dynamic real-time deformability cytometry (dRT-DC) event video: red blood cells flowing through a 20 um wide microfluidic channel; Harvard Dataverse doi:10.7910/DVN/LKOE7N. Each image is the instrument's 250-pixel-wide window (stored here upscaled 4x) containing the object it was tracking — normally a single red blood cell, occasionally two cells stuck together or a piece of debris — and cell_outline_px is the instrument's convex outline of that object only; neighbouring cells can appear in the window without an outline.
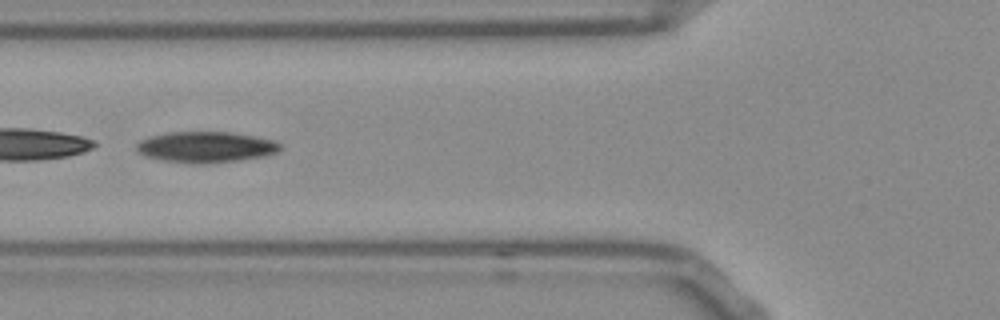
{"species": "Egyptian fruit bat (a non-hibernating species)", "species_latin": "Rousettus aegyptiacus", "temperature_condition": "room temperature", "stored_images_in_passage": 52, "camera_frame_rate_fps": 3000, "um_per_image_px": 0.085, "frame": {"image": 1, "passage_image": 18, "time_ms": 5.667, "image_size_px": [1000, 320], "cell_outline_px": [[284, 148], [276, 152], [264, 156], [240, 160], [204, 164], [192, 164], [164, 160], [144, 156], [136, 148], [136, 144], [140, 140], [148, 136], [168, 132], [232, 132], [256, 136], [276, 140]], "centroid_in_image_um": [17.52, 12.49], "position_along_channel_um": 108.3, "area_um2": 26.18}}
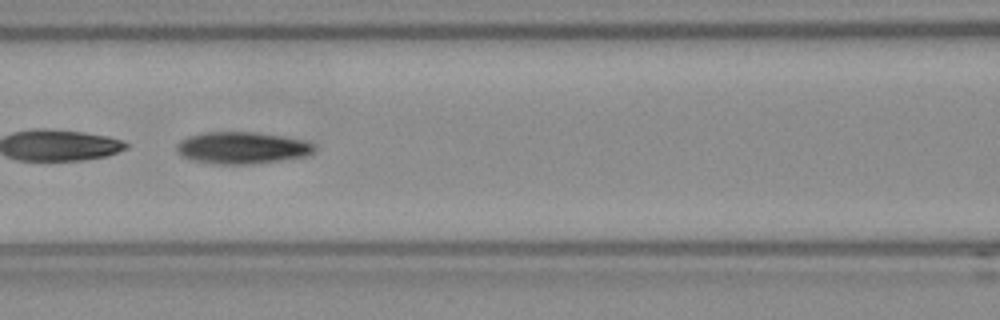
{"frame": {"image": 2, "passage_image": 21, "time_ms": 6.667, "image_size_px": [1000, 320], "cell_outline_px": [[316, 148], [308, 156], [256, 164], [212, 164], [192, 160], [176, 152], [176, 144], [180, 140], [188, 136], [204, 132], [252, 132], [284, 136], [304, 140], [316, 144]], "centroid_in_image_um": [20.59, 12.57], "position_along_channel_um": 146.0, "area_um2": 25.89}}
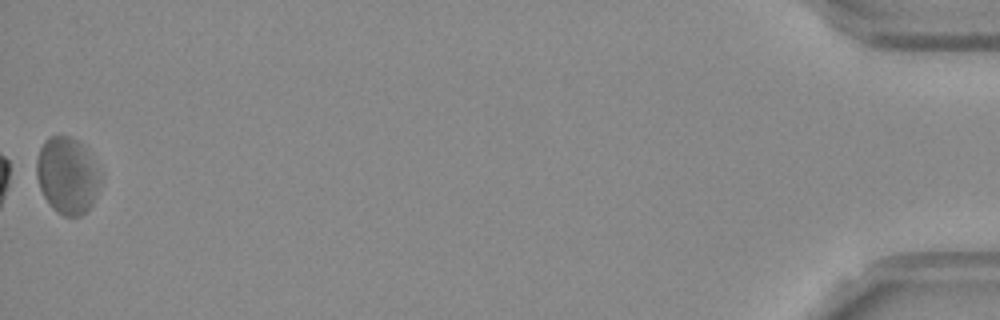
{"frame": {"image": 3, "passage_image": 52, "time_ms": 17.0, "image_size_px": [1000, 320], "cell_outline_px": [[100, 180], [92, 204], [80, 216], [64, 216], [52, 208], [44, 196], [40, 188], [36, 176], [36, 156], [44, 140], [52, 136], [68, 136], [76, 140], [80, 144], [96, 168]], "centroid_in_image_um": [5.64, 14.93], "position_along_channel_um": 429.6, "area_um2": 27.74}, "authors_computed_cell_mechanics": {"area_um2": 26.01, "velocity_mm_per_s": 3.735, "shape_relaxation_time_tau1_ms": 3.4503, "shape_relaxation_time_tau2_ms": null, "deformation_change_tau1": 0.1129, "deformation_change_tau2": null}}